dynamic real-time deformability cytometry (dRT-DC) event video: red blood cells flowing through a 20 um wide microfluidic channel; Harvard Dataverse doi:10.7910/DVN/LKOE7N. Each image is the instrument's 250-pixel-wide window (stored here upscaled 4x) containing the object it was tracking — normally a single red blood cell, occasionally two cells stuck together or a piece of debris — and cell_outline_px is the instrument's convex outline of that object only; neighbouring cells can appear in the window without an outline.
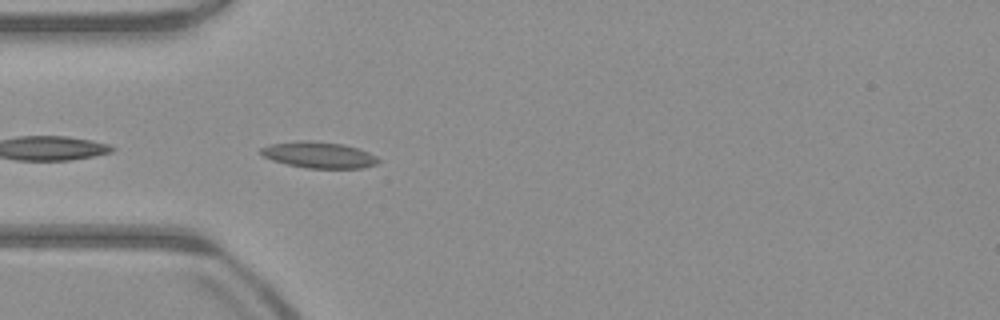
{"species": "common noctule bat (a hibernating species)", "species_latin": "Nyctalus noctula", "temperature_condition": "warm", "stored_images_in_passage": 32, "camera_frame_rate_fps": 3000, "um_per_image_px": 0.085, "animal": {"sex": "male", "body_mass_g": 23.1, "forearm_length_mm": 52.7}, "frame": {"image": 1, "passage_image": 2, "time_ms": 0.333, "image_size_px": [1000, 320], "cell_outline_px": [[380, 160], [376, 164], [364, 168], [304, 168], [272, 160], [264, 156], [260, 152], [260, 148], [268, 144], [300, 140], [308, 140], [344, 144], [360, 148], [376, 156]], "centroid_in_image_um": [27.11, 13.16], "position_along_channel_um": 57.9, "area_um2": 18.09}}
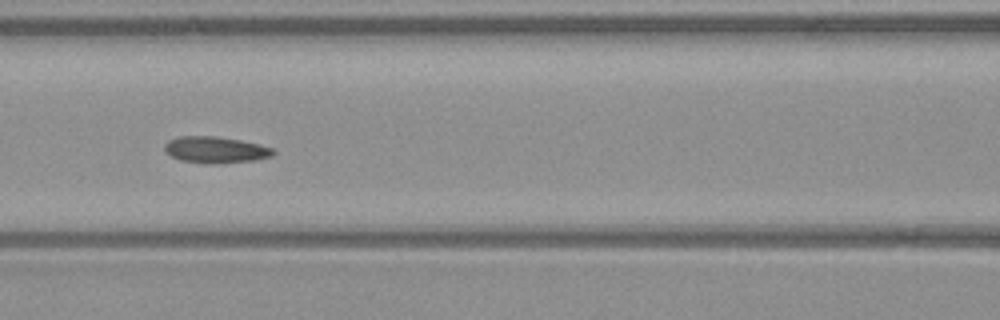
{"frame": {"image": 2, "passage_image": 9, "time_ms": 2.667, "image_size_px": [1000, 320], "cell_outline_px": [[276, 152], [272, 156], [256, 160], [216, 164], [208, 164], [180, 160], [164, 152], [164, 144], [168, 140], [180, 136], [216, 136], [240, 140], [260, 144], [272, 148]], "centroid_in_image_um": [18.31, 12.73], "position_along_channel_um": 148.3, "area_um2": 16.94}}
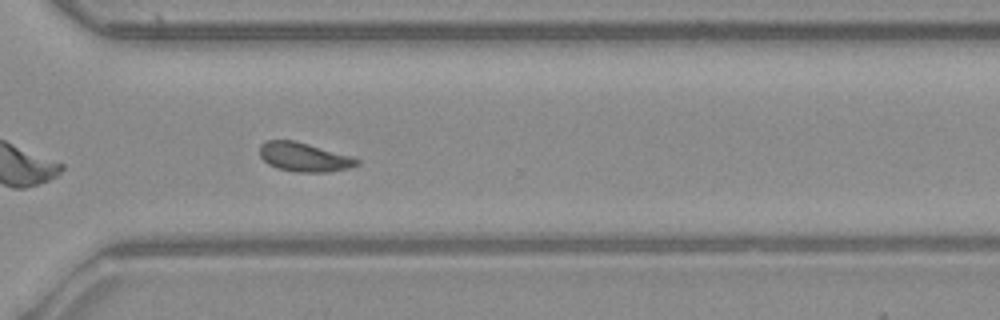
{"frame": {"image": 3, "passage_image": 24, "time_ms": 7.667, "image_size_px": [1000, 320], "cell_outline_px": [[360, 164], [348, 168], [328, 172], [296, 172], [276, 168], [268, 164], [260, 156], [260, 144], [268, 140], [296, 140], [352, 156], [360, 160]], "centroid_in_image_um": [25.85, 13.35], "position_along_channel_um": 344.7, "area_um2": 16.59}, "authors_computed_cell_mechanics": {"area_um2": 16.3574, "velocity_mm_per_s": 3.9373, "shape_relaxation_time_tau1_ms": null, "shape_relaxation_time_tau2_ms": 1.3577, "deformation_change_tau1": null, "deformation_change_tau2": 0.0574}}